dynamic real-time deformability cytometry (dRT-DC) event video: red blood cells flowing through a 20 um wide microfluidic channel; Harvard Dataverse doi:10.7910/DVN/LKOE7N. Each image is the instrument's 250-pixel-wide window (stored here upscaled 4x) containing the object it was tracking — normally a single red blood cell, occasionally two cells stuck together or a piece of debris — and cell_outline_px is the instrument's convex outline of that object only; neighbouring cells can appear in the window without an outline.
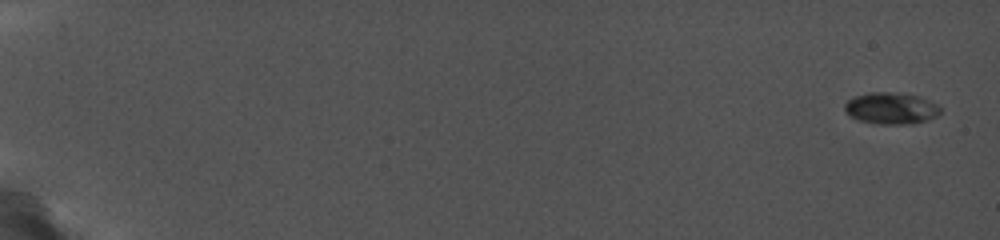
{"species": "common noctule bat (a hibernating species)", "species_latin": "Nyctalus noctula", "temperature_condition": "cold", "stored_images_in_passage": 45, "camera_frame_rate_fps": 5000, "um_per_image_px": 0.085, "animal": {"sex": "female", "body_mass_g": 19.0, "forearm_length_mm": 56.7}, "frame": {"image": 1, "passage_image": 1, "time_ms": 0.0, "image_size_px": [1000, 240], "cell_outline_px": [[940, 112], [936, 116], [924, 120], [896, 124], [884, 124], [860, 120], [852, 116], [844, 108], [844, 104], [848, 100], [856, 96], [868, 92], [888, 92], [920, 96], [936, 104], [940, 108]], "centroid_in_image_um": [75.72, 9.18], "position_along_channel_um": 9.3, "area_um2": 16.99}}
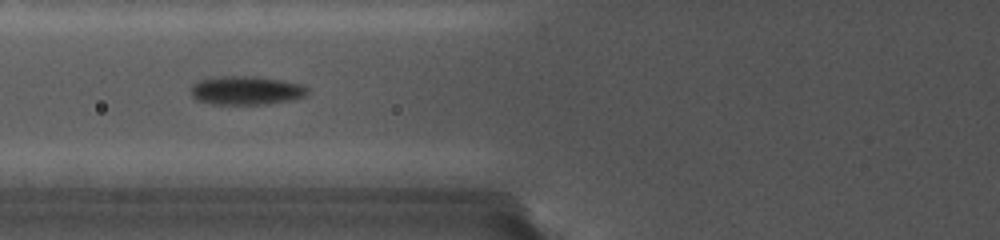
{"frame": {"image": 2, "passage_image": 18, "time_ms": 8.0, "image_size_px": [1000, 240], "cell_outline_px": [[308, 92], [304, 96], [288, 100], [268, 104], [212, 104], [200, 100], [192, 96], [192, 88], [196, 84], [204, 80], [244, 76], [276, 80], [296, 84], [304, 88]], "centroid_in_image_um": [20.93, 7.73], "position_along_channel_um": 104.9, "area_um2": 18.15}}
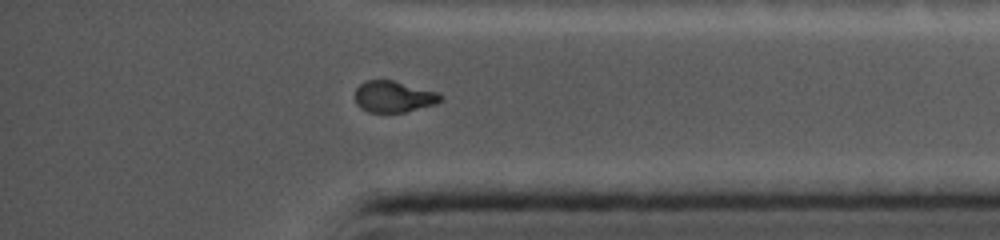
{"frame": {"image": 3, "passage_image": 41, "time_ms": 15.8, "image_size_px": [1000, 240], "cell_outline_px": [[444, 100], [436, 104], [404, 112], [368, 112], [360, 108], [356, 104], [356, 88], [364, 80], [392, 80], [436, 92], [444, 96]], "centroid_in_image_um": [33.46, 8.22], "position_along_channel_um": 401.7, "area_um2": 15.61}}